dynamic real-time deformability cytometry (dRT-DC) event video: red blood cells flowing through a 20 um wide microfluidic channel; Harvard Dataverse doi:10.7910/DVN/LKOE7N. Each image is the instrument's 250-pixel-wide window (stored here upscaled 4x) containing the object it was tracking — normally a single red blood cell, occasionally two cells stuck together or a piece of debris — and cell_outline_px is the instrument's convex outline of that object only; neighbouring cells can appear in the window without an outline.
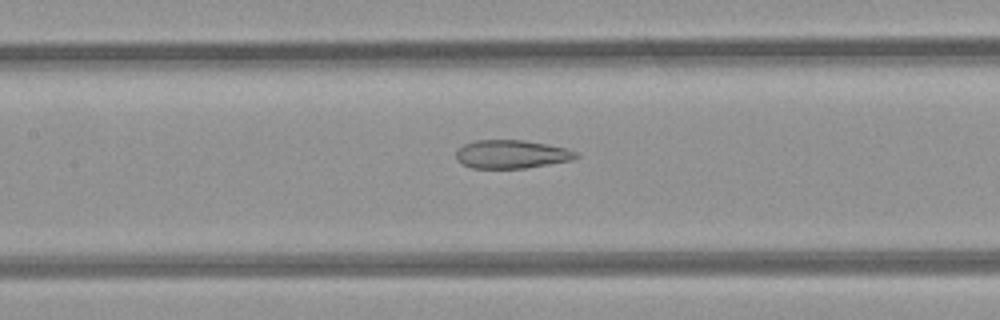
{"species": "common noctule bat (a hibernating species)", "species_latin": "Nyctalus noctula", "temperature_condition": "room temperature", "stored_images_in_passage": 17, "camera_frame_rate_fps": 3000, "um_per_image_px": 0.085, "animal": {"sex": "female", "body_mass_g": 21.9}, "frame": {"image": 1, "passage_image": 10, "time_ms": 3.0, "image_size_px": [1000, 320], "cell_outline_px": [[580, 156], [572, 160], [528, 168], [472, 168], [460, 164], [456, 160], [456, 152], [464, 144], [476, 140], [524, 140], [548, 144], [568, 148], [580, 152]], "centroid_in_image_um": [43.52, 13.11], "position_along_channel_um": 163.9, "area_um2": 20.17}}